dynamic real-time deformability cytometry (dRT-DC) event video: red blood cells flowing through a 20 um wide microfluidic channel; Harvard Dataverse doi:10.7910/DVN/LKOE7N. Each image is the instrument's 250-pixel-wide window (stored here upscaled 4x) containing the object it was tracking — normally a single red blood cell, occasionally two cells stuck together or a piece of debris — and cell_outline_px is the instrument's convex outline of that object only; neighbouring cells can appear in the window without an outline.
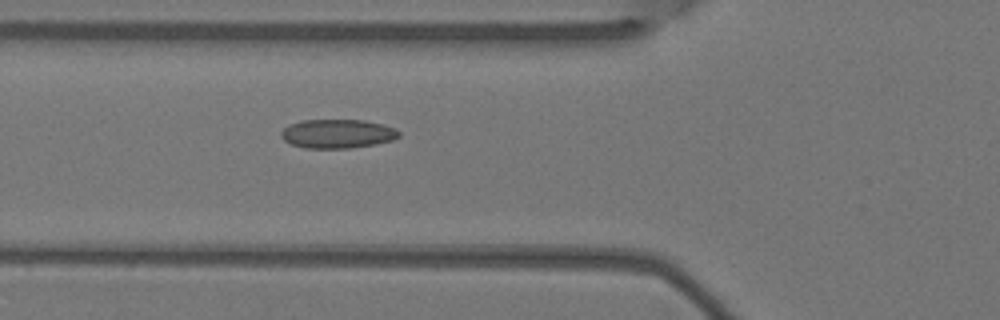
{"species": "Egyptian fruit bat (a non-hibernating species)", "species_latin": "Rousettus aegyptiacus", "temperature_condition": "warm", "stored_images_in_passage": 6, "camera_frame_rate_fps": 3000, "um_per_image_px": 0.085, "animal": {"sex": "female"}, "frame": {"image": 1, "passage_image": 6, "time_ms": 1.667, "image_size_px": [1000, 320], "cell_outline_px": [[400, 136], [392, 140], [376, 144], [348, 148], [304, 148], [292, 144], [284, 140], [280, 136], [280, 132], [288, 124], [300, 120], [364, 120], [384, 124], [396, 128], [400, 132]], "centroid_in_image_um": [28.68, 11.36], "position_along_channel_um": 97.1, "area_um2": 20.06}}